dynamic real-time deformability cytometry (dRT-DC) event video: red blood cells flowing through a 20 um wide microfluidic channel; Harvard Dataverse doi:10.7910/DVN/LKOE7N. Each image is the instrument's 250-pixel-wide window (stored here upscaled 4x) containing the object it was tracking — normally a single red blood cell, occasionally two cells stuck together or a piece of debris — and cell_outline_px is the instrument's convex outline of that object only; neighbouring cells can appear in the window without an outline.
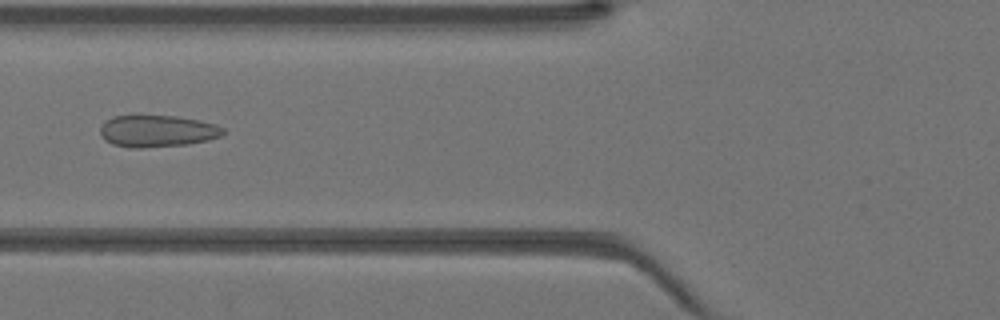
{"species": "Egyptian fruit bat (a non-hibernating species)", "species_latin": "Rousettus aegyptiacus", "temperature_condition": "warm", "stored_images_in_passage": 39, "camera_frame_rate_fps": 3000, "um_per_image_px": 0.085, "animal": {"sex": "female"}, "frame": {"image": 1, "passage_image": 13, "time_ms": 4.0, "image_size_px": [1000, 320], "cell_outline_px": [[228, 132], [220, 136], [208, 140], [188, 144], [144, 148], [128, 148], [112, 144], [104, 140], [100, 136], [100, 128], [112, 116], [176, 116], [200, 120], [216, 124], [224, 128]], "centroid_in_image_um": [13.39, 11.15], "position_along_channel_um": 112.4, "area_um2": 23.0}}
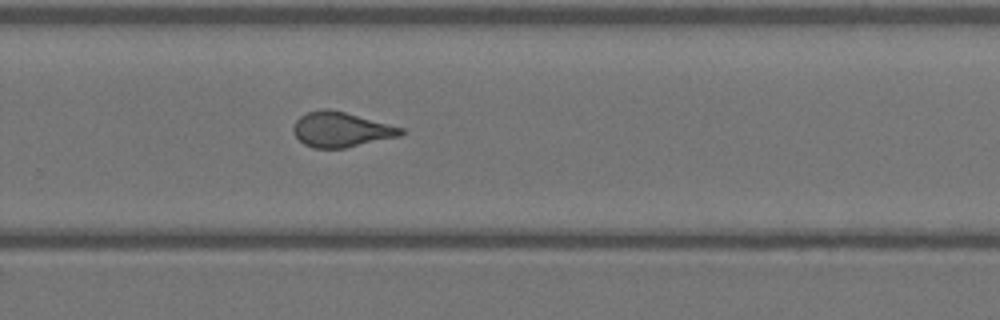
{"frame": {"image": 2, "passage_image": 25, "time_ms": 8.0, "image_size_px": [1000, 320], "cell_outline_px": [[404, 132], [400, 136], [344, 148], [312, 148], [304, 144], [296, 136], [292, 128], [296, 120], [300, 116], [308, 112], [324, 108], [328, 108], [344, 112], [404, 128]], "centroid_in_image_um": [28.97, 11.01], "position_along_channel_um": 300.8, "area_um2": 21.73}}
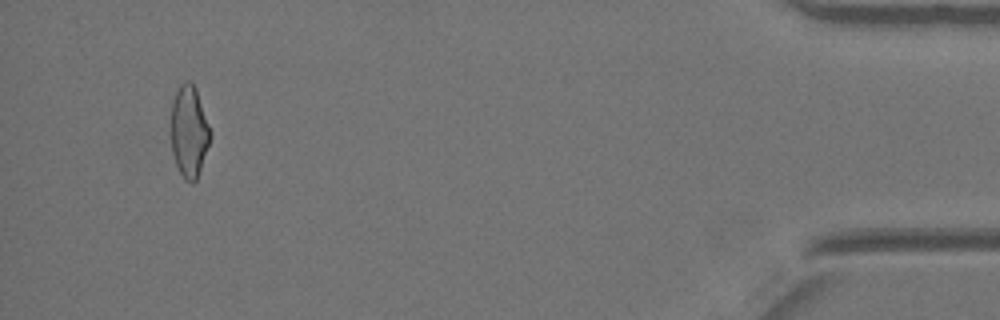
{"frame": {"image": 3, "passage_image": 37, "time_ms": 12.0, "image_size_px": [1000, 320], "cell_outline_px": [[212, 132], [196, 180], [192, 184], [184, 180], [176, 164], [172, 152], [168, 132], [172, 100], [180, 84], [188, 80], [196, 88]], "centroid_in_image_um": [16.02, 11.15], "position_along_channel_um": 419.2, "area_um2": 21.44}}